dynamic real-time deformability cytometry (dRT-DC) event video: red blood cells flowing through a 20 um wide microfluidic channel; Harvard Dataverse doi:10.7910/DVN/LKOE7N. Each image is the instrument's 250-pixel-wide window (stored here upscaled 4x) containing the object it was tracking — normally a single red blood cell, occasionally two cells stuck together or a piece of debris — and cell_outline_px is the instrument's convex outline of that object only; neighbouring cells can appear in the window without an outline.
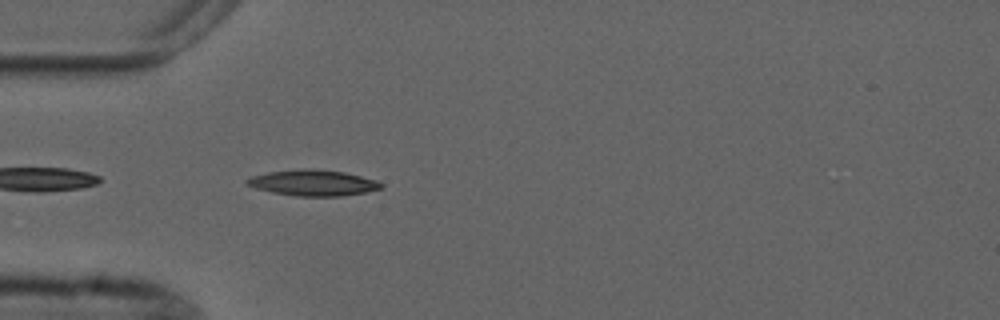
{"species": "common noctule bat (a hibernating species)", "species_latin": "Nyctalus noctula", "temperature_condition": "cold", "stored_images_in_passage": 5, "camera_frame_rate_fps": 3000, "um_per_image_px": 0.085, "animal": {"sex": "male", "forearm_length_mm": 52.5}, "frame": {"image": 1, "passage_image": 5, "time_ms": 5.0, "image_size_px": [1000, 320], "cell_outline_px": [[384, 188], [364, 192], [340, 196], [296, 196], [272, 192], [256, 188], [244, 184], [244, 180], [252, 176], [268, 172], [300, 168], [312, 168], [344, 172], [376, 180], [384, 184]], "centroid_in_image_um": [26.59, 15.53], "position_along_channel_um": 58.4, "area_um2": 20.35}}